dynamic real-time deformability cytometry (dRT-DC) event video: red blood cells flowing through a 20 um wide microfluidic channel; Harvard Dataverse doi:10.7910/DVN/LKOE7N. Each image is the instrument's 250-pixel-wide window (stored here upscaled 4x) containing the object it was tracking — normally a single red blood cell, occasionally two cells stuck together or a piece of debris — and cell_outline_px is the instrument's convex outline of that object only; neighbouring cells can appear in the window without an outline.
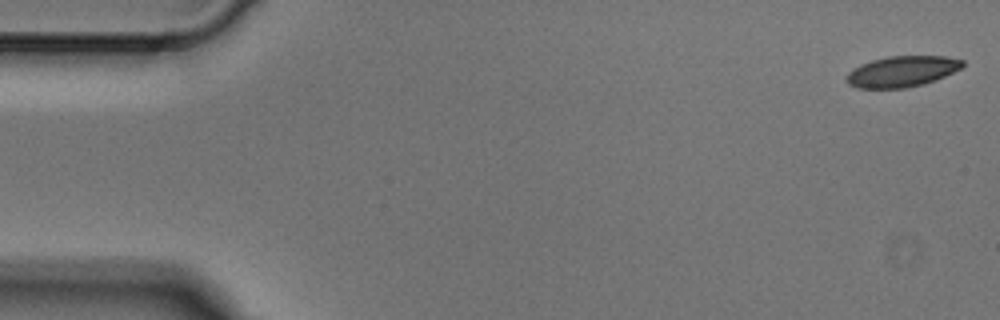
{"species": "Egyptian fruit bat (a non-hibernating species)", "species_latin": "Rousettus aegyptiacus", "temperature_condition": "cold", "stored_images_in_passage": 5, "camera_frame_rate_fps": 3000, "um_per_image_px": 0.085, "animal": {"sex": "male"}, "frame": {"image": 1, "passage_image": 1, "time_ms": 0.0, "image_size_px": [1000, 320], "cell_outline_px": [[964, 64], [960, 68], [944, 76], [920, 84], [904, 88], [856, 88], [848, 84], [848, 72], [852, 68], [860, 64], [872, 60], [888, 56], [944, 56], [964, 60]], "centroid_in_image_um": [76.63, 6.06], "position_along_channel_um": 8.4, "area_um2": 20.58}}
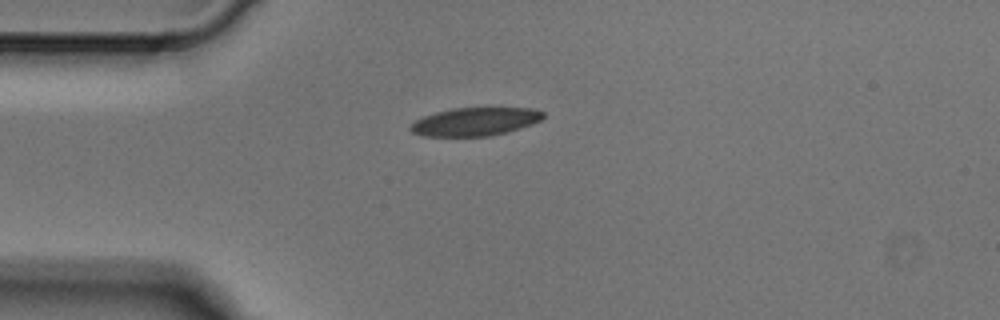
{"frame": {"image": 2, "passage_image": 4, "time_ms": 1.0, "image_size_px": [1000, 320], "cell_outline_px": [[544, 116], [540, 120], [532, 124], [508, 132], [492, 136], [424, 136], [412, 132], [408, 128], [416, 120], [424, 116], [436, 112], [452, 108], [532, 108], [544, 112]], "centroid_in_image_um": [40.39, 10.34], "position_along_channel_um": 44.6, "area_um2": 21.79}}